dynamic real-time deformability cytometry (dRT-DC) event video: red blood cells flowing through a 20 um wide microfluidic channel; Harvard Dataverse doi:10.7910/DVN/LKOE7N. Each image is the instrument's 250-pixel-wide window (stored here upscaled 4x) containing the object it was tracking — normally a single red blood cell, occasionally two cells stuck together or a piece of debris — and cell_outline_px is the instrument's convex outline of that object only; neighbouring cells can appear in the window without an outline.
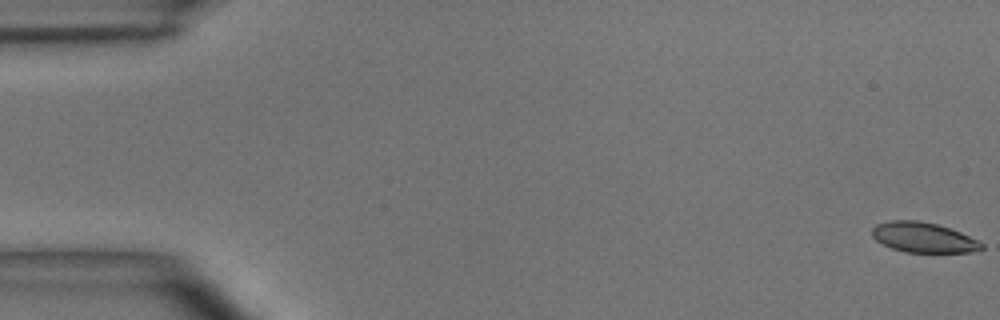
{"species": "common noctule bat (a hibernating species)", "species_latin": "Nyctalus noctula", "temperature_condition": "room temperature", "stored_images_in_passage": 50, "camera_frame_rate_fps": 3000, "um_per_image_px": 0.085, "animal": {"sex": "male", "body_mass_g": 15.6}, "frame": {"image": 1, "passage_image": 1, "time_ms": 0.0, "image_size_px": [1000, 320], "cell_outline_px": [[984, 248], [980, 252], [904, 252], [892, 248], [876, 240], [872, 236], [872, 228], [876, 224], [892, 220], [920, 220], [936, 224], [960, 232], [984, 244]], "centroid_in_image_um": [78.5, 20.18], "position_along_channel_um": 6.5, "area_um2": 19.19}}
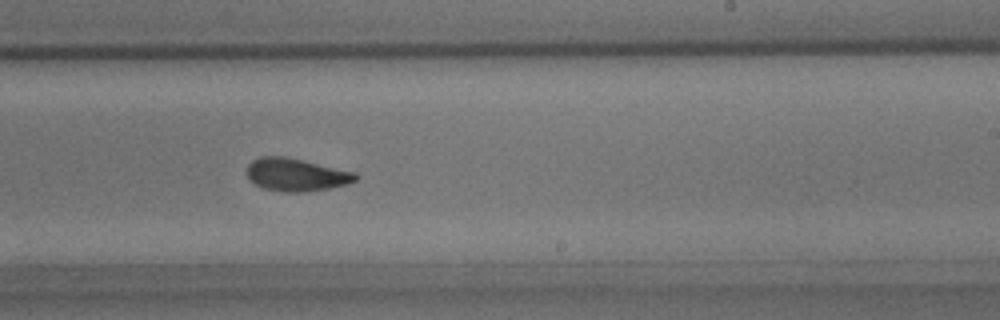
{"frame": {"image": 2, "passage_image": 31, "time_ms": 10.0, "image_size_px": [1000, 320], "cell_outline_px": [[356, 180], [348, 184], [328, 188], [300, 192], [284, 192], [264, 188], [256, 184], [248, 176], [248, 164], [252, 160], [260, 156], [284, 156], [356, 172]], "centroid_in_image_um": [25.17, 14.84], "position_along_channel_um": 263.8, "area_um2": 20.46}}
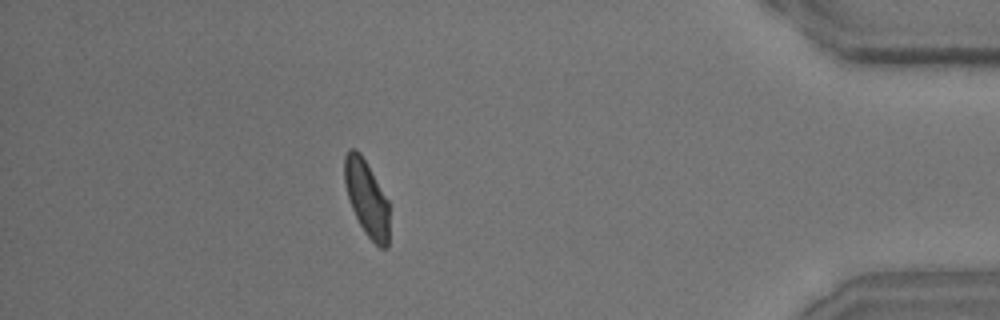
{"frame": {"image": 3, "passage_image": 45, "time_ms": 14.667, "image_size_px": [1000, 320], "cell_outline_px": [[388, 248], [380, 248], [364, 232], [352, 208], [344, 184], [344, 156], [348, 148], [356, 148], [360, 152], [388, 200]], "centroid_in_image_um": [31.15, 16.81], "position_along_channel_um": 404.1, "area_um2": 19.59}}